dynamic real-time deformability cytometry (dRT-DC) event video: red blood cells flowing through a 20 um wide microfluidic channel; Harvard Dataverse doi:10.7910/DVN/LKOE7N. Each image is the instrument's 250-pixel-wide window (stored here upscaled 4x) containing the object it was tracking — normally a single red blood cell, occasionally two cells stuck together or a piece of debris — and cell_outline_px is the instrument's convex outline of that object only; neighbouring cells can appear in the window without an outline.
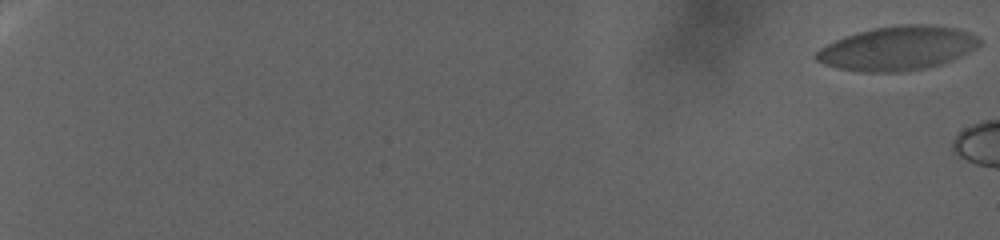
{"species": "human", "species_latin": "Homo sapiens", "temperature_condition": "warm", "stored_images_in_passage": 15, "camera_frame_rate_fps": 3000, "um_per_image_px": 0.085, "donor": {"sex": "female"}, "frame": {"image": 1, "passage_image": 1, "time_ms": 0.0, "image_size_px": [1000, 240], "cell_outline_px": [[980, 44], [948, 60], [936, 64], [920, 68], [896, 72], [868, 72], [840, 68], [824, 64], [816, 60], [816, 52], [820, 48], [836, 40], [860, 32], [876, 28], [908, 24], [920, 24], [956, 28], [968, 32], [976, 36], [980, 40]], "centroid_in_image_um": [76.24, 4.09], "position_along_channel_um": 8.8, "area_um2": 40.34}}